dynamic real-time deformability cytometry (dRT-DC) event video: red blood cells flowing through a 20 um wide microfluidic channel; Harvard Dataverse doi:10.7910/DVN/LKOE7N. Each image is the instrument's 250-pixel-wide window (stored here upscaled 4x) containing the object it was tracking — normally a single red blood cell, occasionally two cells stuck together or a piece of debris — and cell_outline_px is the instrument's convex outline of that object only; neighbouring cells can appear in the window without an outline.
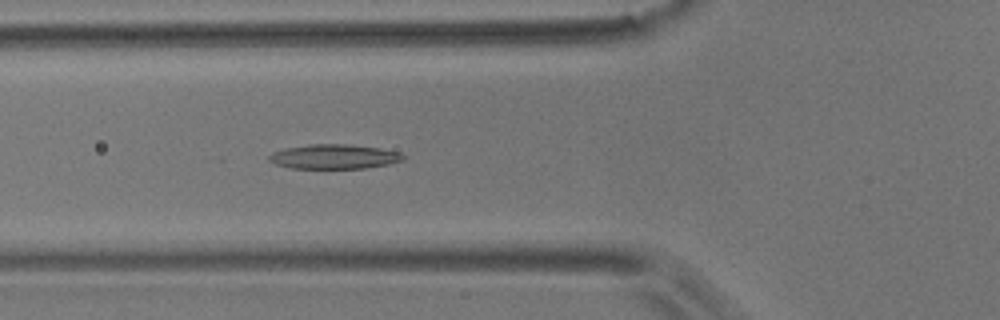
{"species": "common noctule bat (a hibernating species)", "species_latin": "Nyctalus noctula", "temperature_condition": "room temperature", "stored_images_in_passage": 54, "camera_frame_rate_fps": 3000, "um_per_image_px": 0.085, "animal": {"sex": "male", "body_mass_g": 17.9}, "frame": {"image": 1, "passage_image": 19, "time_ms": 6.0, "image_size_px": [1000, 320], "cell_outline_px": [[404, 160], [388, 164], [364, 168], [292, 168], [276, 164], [268, 160], [268, 156], [272, 152], [284, 148], [308, 144], [348, 144], [380, 148], [400, 152], [404, 156]], "centroid_in_image_um": [28.38, 13.3], "position_along_channel_um": 97.4, "area_um2": 19.19}}
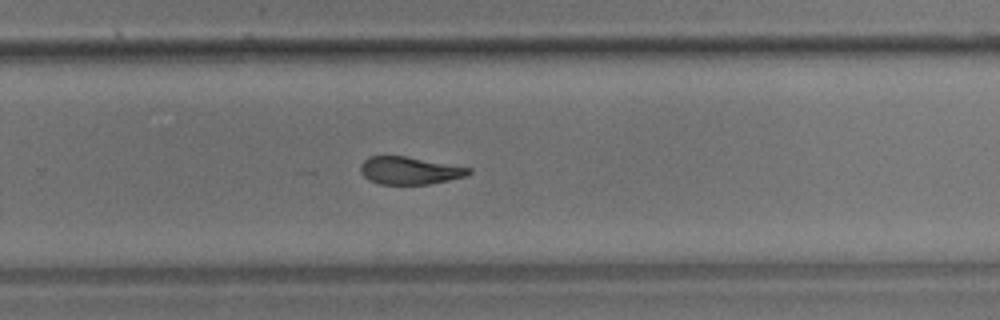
{"frame": {"image": 2, "passage_image": 35, "time_ms": 11.333, "image_size_px": [1000, 320], "cell_outline_px": [[472, 172], [464, 176], [448, 180], [428, 184], [380, 184], [368, 180], [360, 172], [360, 164], [368, 156], [404, 156], [472, 168]], "centroid_in_image_um": [34.77, 14.49], "position_along_channel_um": 295.0, "area_um2": 17.28}}
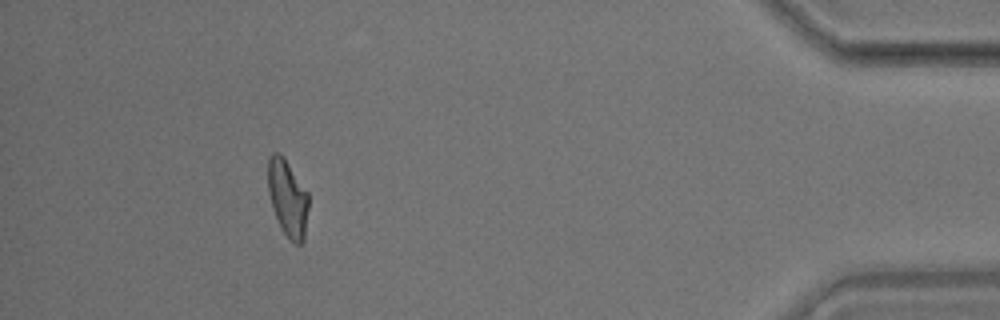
{"frame": {"image": 3, "passage_image": 49, "time_ms": 16.0, "image_size_px": [1000, 320], "cell_outline_px": [[308, 208], [304, 240], [300, 244], [296, 244], [280, 228], [272, 208], [268, 192], [268, 156], [272, 152], [280, 152], [284, 156], [308, 192]], "centroid_in_image_um": [24.44, 16.79], "position_along_channel_um": 410.8, "area_um2": 18.32}, "authors_computed_cell_mechanics": {"area_um2": 18.6405, "velocity_mm_per_s": 3.7066, "shape_relaxation_time_tau1_ms": 9.4746, "shape_relaxation_time_tau2_ms": 4.5257, "deformation_change_tau1": 0.2347, "deformation_change_tau2": 0.1419}}